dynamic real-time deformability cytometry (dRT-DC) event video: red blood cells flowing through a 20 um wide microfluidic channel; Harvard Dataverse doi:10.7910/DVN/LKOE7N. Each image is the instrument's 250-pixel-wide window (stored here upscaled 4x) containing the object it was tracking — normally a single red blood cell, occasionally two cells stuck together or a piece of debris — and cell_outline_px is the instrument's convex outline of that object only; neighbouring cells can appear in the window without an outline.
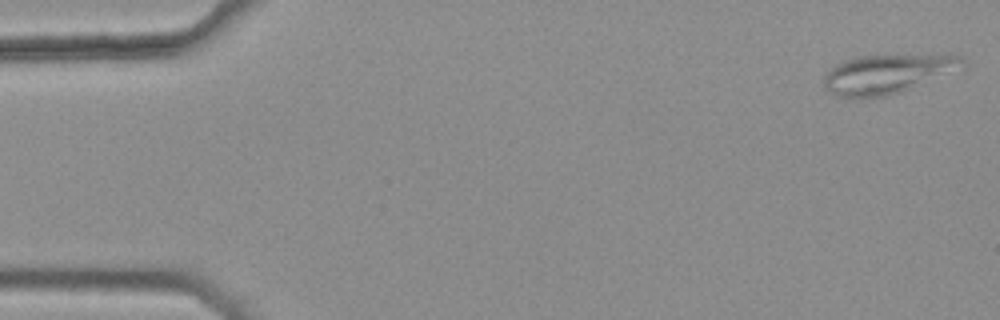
{"species": "common noctule bat (a hibernating species)", "species_latin": "Nyctalus noctula", "temperature_condition": "warm", "stored_images_in_passage": 47, "camera_frame_rate_fps": 3000, "um_per_image_px": 0.085, "animal": {"sex": "female", "body_mass_g": 25.1}, "frame": {"image": 1, "passage_image": 1, "time_ms": 0.0, "image_size_px": [1000, 320], "cell_outline_px": [[968, 64], [964, 68], [900, 92], [888, 96], [840, 96], [828, 92], [824, 88], [824, 76], [836, 64], [852, 56], [960, 56]], "centroid_in_image_um": [75.41, 6.28], "position_along_channel_um": 9.6, "area_um2": 30.92}}
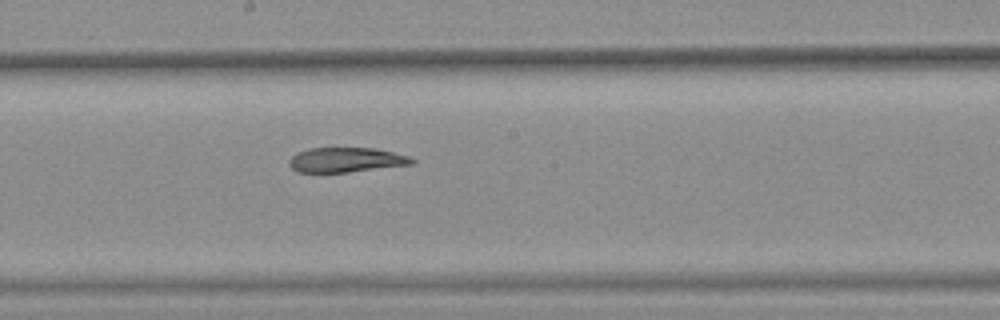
{"frame": {"image": 2, "passage_image": 28, "time_ms": 9.0, "image_size_px": [1000, 320], "cell_outline_px": [[416, 160], [412, 164], [348, 172], [296, 172], [288, 164], [288, 160], [292, 156], [308, 148], [372, 148], [392, 152], [408, 156]], "centroid_in_image_um": [29.38, 13.59], "position_along_channel_um": 218.8, "area_um2": 17.51}}
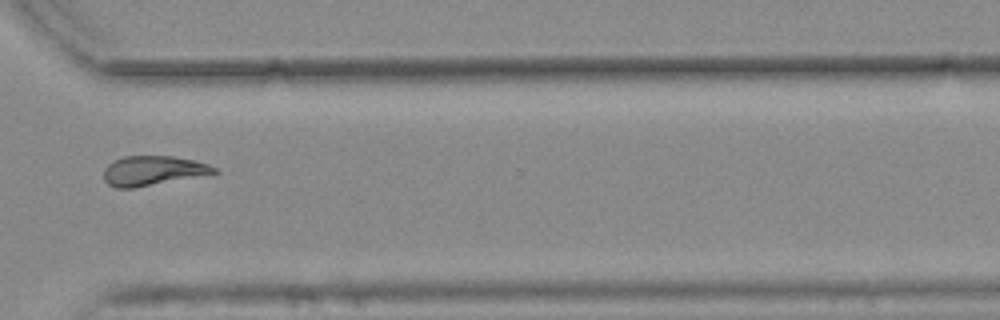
{"frame": {"image": 3, "passage_image": 39, "time_ms": 12.667, "image_size_px": [1000, 320], "cell_outline_px": [[220, 172], [132, 188], [116, 188], [108, 184], [104, 180], [104, 168], [108, 164], [124, 156], [172, 156], [192, 160], [208, 164], [216, 168]], "centroid_in_image_um": [12.97, 14.5], "position_along_channel_um": 357.6, "area_um2": 18.73}, "authors_computed_cell_mechanics": {"area_um2": 19.7098, "velocity_mm_per_s": 3.771, "shape_relaxation_time_tau1_ms": null, "shape_relaxation_time_tau2_ms": 6.1929, "deformation_change_tau1": null, "deformation_change_tau2": 0.1205}}